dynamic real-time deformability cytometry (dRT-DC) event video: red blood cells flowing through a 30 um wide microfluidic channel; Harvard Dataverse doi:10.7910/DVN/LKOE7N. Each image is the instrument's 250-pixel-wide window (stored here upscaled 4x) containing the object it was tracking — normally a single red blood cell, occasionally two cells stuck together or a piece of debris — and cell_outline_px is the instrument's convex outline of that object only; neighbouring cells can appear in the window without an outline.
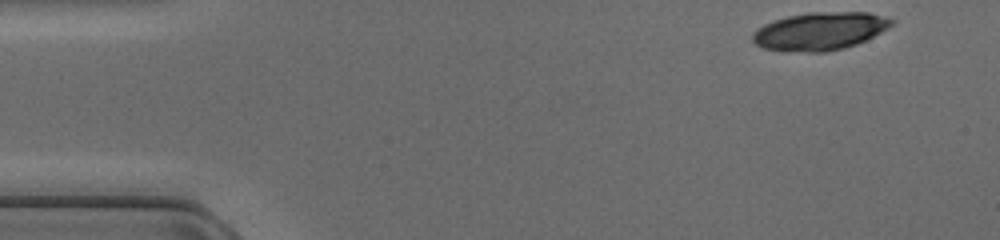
{"species": "common noctule bat (a hibernating species)", "species_latin": "Nyctalus noctula", "temperature_condition": "cold", "stored_images_in_passage": 13, "camera_frame_rate_fps": 3000, "um_per_image_px": 0.085, "animal": {"sex": "female", "body_mass_g": 17.0, "forearm_length_mm": 48.0}, "frame": {"image": 1, "passage_image": 1, "time_ms": 0.0, "image_size_px": [1000, 240], "cell_outline_px": [[896, 20], [888, 28], [856, 44], [844, 48], [824, 52], [808, 52], [764, 48], [756, 44], [752, 40], [752, 32], [756, 28], [772, 20], [788, 16], [808, 12], [868, 12]], "centroid_in_image_um": [69.67, 2.63], "position_along_channel_um": 15.3, "area_um2": 30.52}}